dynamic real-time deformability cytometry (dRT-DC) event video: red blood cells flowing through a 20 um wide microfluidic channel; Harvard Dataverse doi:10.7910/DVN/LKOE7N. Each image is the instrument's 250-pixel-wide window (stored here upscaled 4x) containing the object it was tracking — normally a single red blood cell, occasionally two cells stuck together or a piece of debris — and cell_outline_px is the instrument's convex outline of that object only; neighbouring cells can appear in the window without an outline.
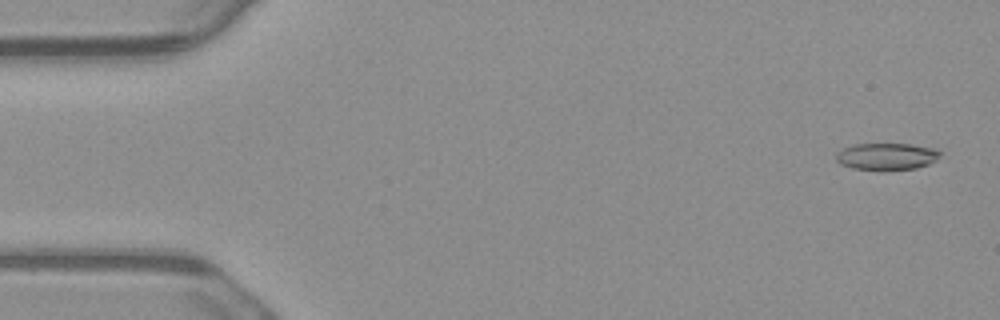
{"species": "common noctule bat (a hibernating species)", "species_latin": "Nyctalus noctula", "temperature_condition": "warm", "stored_images_in_passage": 4, "camera_frame_rate_fps": 3000, "um_per_image_px": 0.085, "animal": {"sex": "male", "body_mass_g": 23.1, "forearm_length_mm": 52.7}, "frame": {"image": 1, "passage_image": 1, "time_ms": 0.0, "image_size_px": [1000, 320], "cell_outline_px": [[940, 156], [936, 160], [928, 164], [916, 168], [880, 172], [852, 168], [840, 164], [836, 160], [836, 152], [852, 144], [912, 144], [936, 148], [940, 152]], "centroid_in_image_um": [75.35, 13.32], "position_along_channel_um": 9.7, "area_um2": 16.82}}
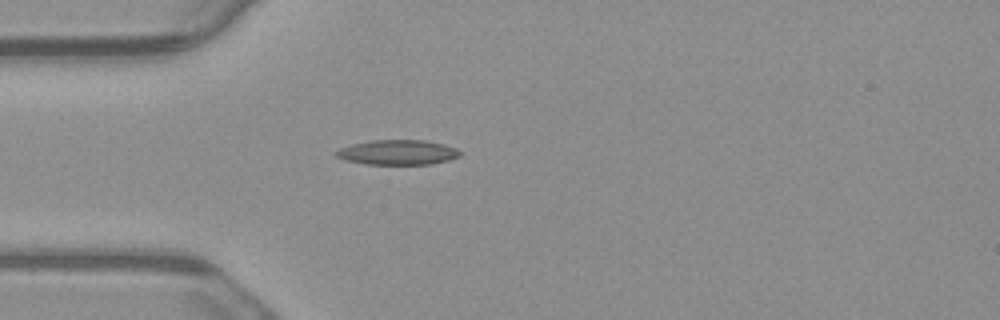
{"frame": {"image": 2, "passage_image": 4, "time_ms": 1.0, "image_size_px": [1000, 320], "cell_outline_px": [[460, 156], [448, 160], [432, 164], [364, 164], [344, 160], [336, 156], [336, 152], [340, 148], [352, 144], [372, 140], [424, 140], [444, 144], [456, 148], [460, 152]], "centroid_in_image_um": [33.8, 12.95], "position_along_channel_um": 51.2, "area_um2": 17.92}}